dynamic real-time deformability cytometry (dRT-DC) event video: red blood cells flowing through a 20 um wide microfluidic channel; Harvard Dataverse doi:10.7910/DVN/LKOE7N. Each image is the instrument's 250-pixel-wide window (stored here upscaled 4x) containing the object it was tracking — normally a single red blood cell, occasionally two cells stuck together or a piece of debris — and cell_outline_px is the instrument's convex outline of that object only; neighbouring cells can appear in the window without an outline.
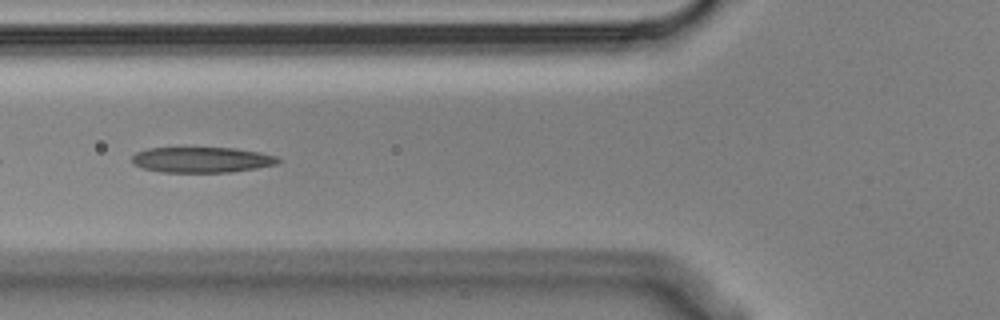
{"species": "Egyptian fruit bat (a non-hibernating species)", "species_latin": "Rousettus aegyptiacus", "temperature_condition": "cold", "stored_images_in_passage": 12, "camera_frame_rate_fps": 3000, "um_per_image_px": 0.085, "animal": {"sex": "male"}, "frame": {"image": 1, "passage_image": 3, "time_ms": 0.667, "image_size_px": [1000, 320], "cell_outline_px": [[280, 160], [276, 164], [256, 168], [232, 172], [160, 172], [144, 168], [132, 164], [132, 156], [136, 152], [148, 148], [236, 148], [260, 152], [276, 156]], "centroid_in_image_um": [17.13, 13.58], "position_along_channel_um": 108.7, "area_um2": 21.73}}
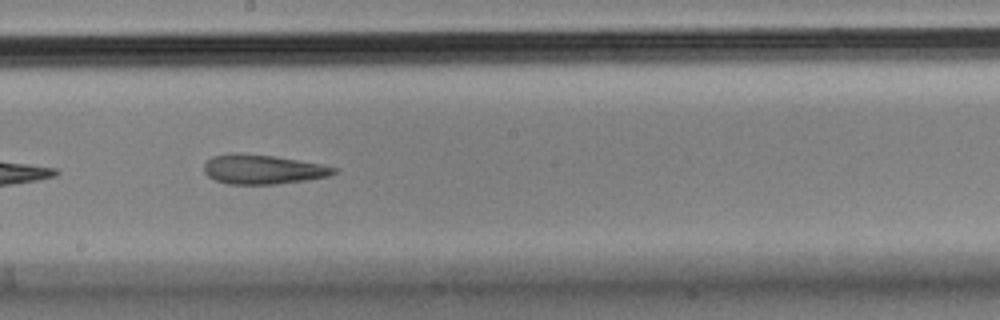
{"frame": {"image": 2, "passage_image": 6, "time_ms": 1.667, "image_size_px": [1000, 320], "cell_outline_px": [[336, 172], [328, 176], [304, 180], [276, 184], [228, 184], [216, 180], [208, 176], [204, 172], [204, 164], [212, 156], [228, 152], [240, 152], [272, 156], [320, 164], [336, 168]], "centroid_in_image_um": [22.26, 14.38], "position_along_channel_um": 225.9, "area_um2": 22.14}}
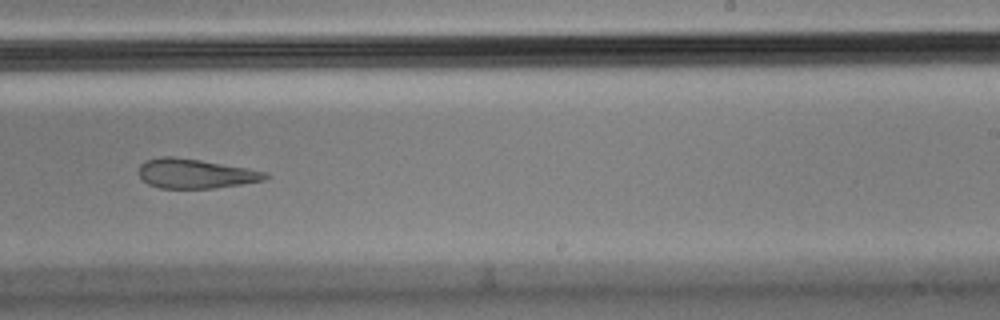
{"frame": {"image": 3, "passage_image": 7, "time_ms": 2.0, "image_size_px": [1000, 320], "cell_outline_px": [[272, 176], [264, 180], [240, 184], [212, 188], [160, 188], [148, 184], [140, 176], [140, 164], [144, 160], [160, 156], [172, 156], [200, 160], [268, 172]], "centroid_in_image_um": [16.6, 14.75], "position_along_channel_um": 272.4, "area_um2": 21.62}}